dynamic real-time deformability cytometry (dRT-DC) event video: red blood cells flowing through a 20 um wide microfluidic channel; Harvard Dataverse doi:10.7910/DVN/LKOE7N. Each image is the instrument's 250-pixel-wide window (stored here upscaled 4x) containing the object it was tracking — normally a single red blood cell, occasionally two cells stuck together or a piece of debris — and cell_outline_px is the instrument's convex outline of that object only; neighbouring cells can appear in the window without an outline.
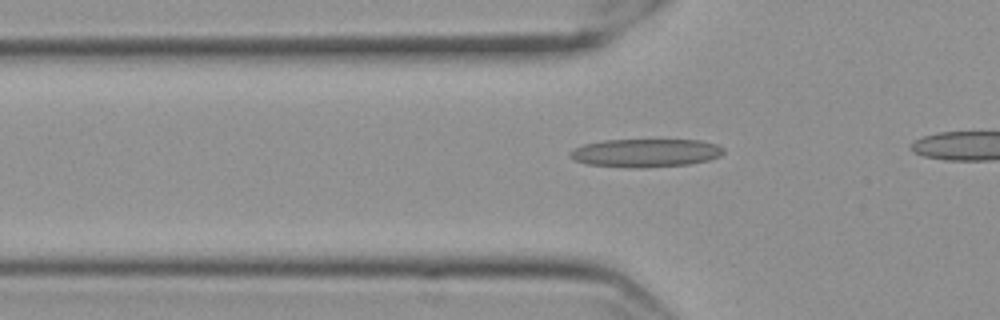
{"species": "Egyptian fruit bat (a non-hibernating species)", "species_latin": "Rousettus aegyptiacus", "temperature_condition": "cold", "stored_images_in_passage": 24, "camera_frame_rate_fps": 3000, "um_per_image_px": 0.085, "frame": {"image": 1, "passage_image": 7, "time_ms": 2.0, "image_size_px": [1000, 320], "cell_outline_px": [[724, 152], [720, 156], [708, 160], [688, 164], [644, 168], [632, 168], [584, 164], [572, 160], [568, 156], [568, 152], [572, 148], [584, 144], [604, 140], [700, 140], [716, 144], [724, 148]], "centroid_in_image_um": [54.81, 13.0], "position_along_channel_um": 71.0, "area_um2": 25.61}}
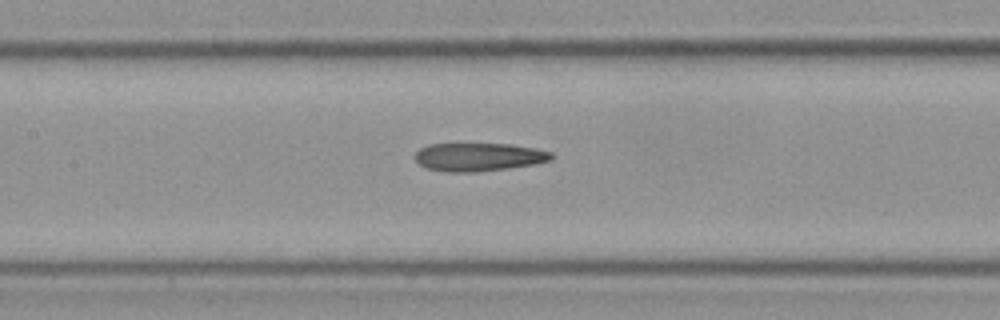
{"frame": {"image": 2, "passage_image": 15, "time_ms": 4.667, "image_size_px": [1000, 320], "cell_outline_px": [[552, 160], [532, 164], [508, 168], [472, 172], [444, 172], [428, 168], [420, 164], [416, 160], [416, 152], [420, 148], [428, 144], [508, 144], [536, 148], [552, 152]], "centroid_in_image_um": [40.69, 13.34], "position_along_channel_um": 166.7, "area_um2": 22.25}}
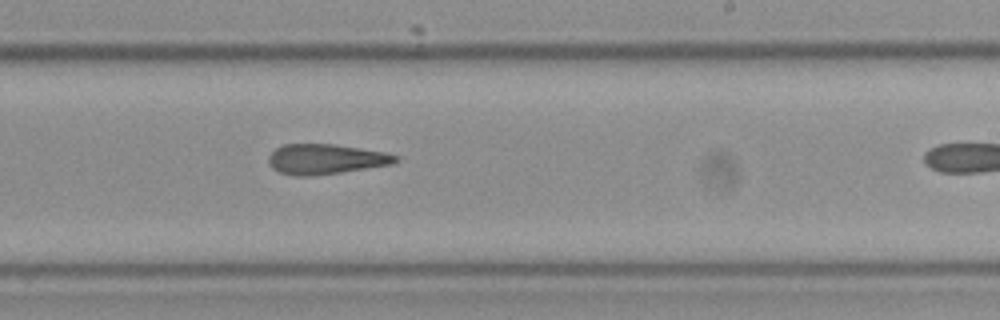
{"frame": {"image": 3, "passage_image": 23, "time_ms": 7.333, "image_size_px": [1000, 320], "cell_outline_px": [[400, 160], [392, 164], [340, 172], [308, 176], [292, 176], [280, 172], [272, 168], [268, 164], [268, 156], [276, 148], [284, 144], [336, 144], [384, 152], [400, 156]], "centroid_in_image_um": [27.67, 13.52], "position_along_channel_um": 261.3, "area_um2": 22.31}}